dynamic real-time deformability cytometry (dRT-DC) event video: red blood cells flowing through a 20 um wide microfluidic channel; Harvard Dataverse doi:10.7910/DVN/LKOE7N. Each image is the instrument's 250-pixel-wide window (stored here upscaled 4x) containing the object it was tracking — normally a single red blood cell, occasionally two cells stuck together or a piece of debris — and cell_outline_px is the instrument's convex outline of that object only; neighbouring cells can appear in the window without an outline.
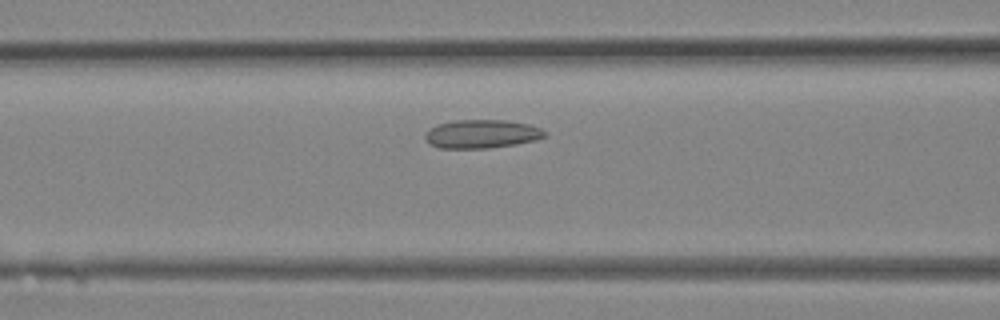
{"species": "Egyptian fruit bat (a non-hibernating species)", "species_latin": "Rousettus aegyptiacus", "temperature_condition": "room temperature", "stored_images_in_passage": 29, "camera_frame_rate_fps": 3000, "um_per_image_px": 0.085, "animal": {"sex": "female"}, "frame": {"image": 1, "passage_image": 10, "time_ms": 3.0, "image_size_px": [1000, 320], "cell_outline_px": [[548, 136], [536, 140], [516, 144], [488, 148], [440, 148], [432, 144], [424, 136], [428, 128], [436, 124], [456, 120], [504, 120], [528, 124], [540, 128], [548, 132]], "centroid_in_image_um": [40.98, 11.38], "position_along_channel_um": 125.6, "area_um2": 19.94}}
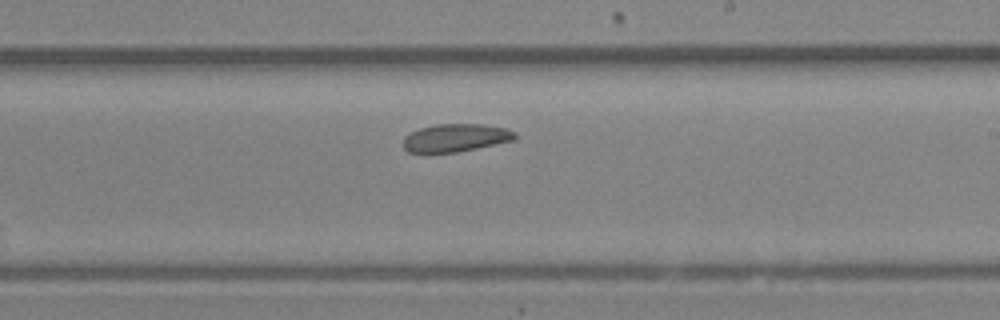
{"frame": {"image": 2, "passage_image": 16, "time_ms": 5.0, "image_size_px": [1000, 320], "cell_outline_px": [[516, 140], [456, 152], [428, 156], [408, 152], [404, 148], [404, 136], [420, 128], [436, 124], [484, 124], [504, 128], [516, 132]], "centroid_in_image_um": [38.67, 11.75], "position_along_channel_um": 250.3, "area_um2": 18.73}}
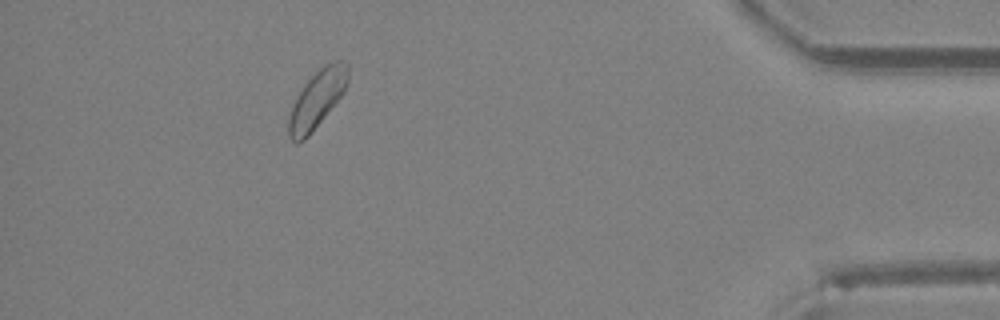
{"frame": {"image": 3, "passage_image": 26, "time_ms": 8.333, "image_size_px": [1000, 320], "cell_outline_px": [[348, 84], [344, 92], [308, 136], [304, 140], [296, 144], [288, 136], [288, 120], [292, 104], [296, 96], [304, 84], [324, 64], [336, 60], [340, 60], [348, 64]], "centroid_in_image_um": [26.93, 8.42], "position_along_channel_um": 408.3, "area_um2": 19.77}}